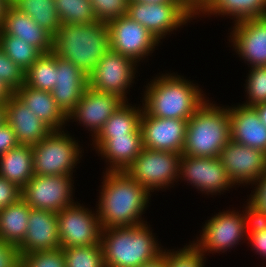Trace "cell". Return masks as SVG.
I'll use <instances>...</instances> for the list:
<instances>
[{
  "label": "cell",
  "instance_id": "6da1fadb",
  "mask_svg": "<svg viewBox=\"0 0 266 267\" xmlns=\"http://www.w3.org/2000/svg\"><path fill=\"white\" fill-rule=\"evenodd\" d=\"M97 214L103 229L145 223L151 193L122 171H105ZM144 220V221H143Z\"/></svg>",
  "mask_w": 266,
  "mask_h": 267
},
{
  "label": "cell",
  "instance_id": "7a4b0ae2",
  "mask_svg": "<svg viewBox=\"0 0 266 267\" xmlns=\"http://www.w3.org/2000/svg\"><path fill=\"white\" fill-rule=\"evenodd\" d=\"M160 75L145 86L143 109L153 117L189 120L207 100L204 91L181 75Z\"/></svg>",
  "mask_w": 266,
  "mask_h": 267
},
{
  "label": "cell",
  "instance_id": "3957f363",
  "mask_svg": "<svg viewBox=\"0 0 266 267\" xmlns=\"http://www.w3.org/2000/svg\"><path fill=\"white\" fill-rule=\"evenodd\" d=\"M110 49L107 23L62 24L53 37V53L89 75Z\"/></svg>",
  "mask_w": 266,
  "mask_h": 267
},
{
  "label": "cell",
  "instance_id": "277c9868",
  "mask_svg": "<svg viewBox=\"0 0 266 267\" xmlns=\"http://www.w3.org/2000/svg\"><path fill=\"white\" fill-rule=\"evenodd\" d=\"M147 222L135 226L102 229L101 245L105 267H140L163 248Z\"/></svg>",
  "mask_w": 266,
  "mask_h": 267
},
{
  "label": "cell",
  "instance_id": "5b68a950",
  "mask_svg": "<svg viewBox=\"0 0 266 267\" xmlns=\"http://www.w3.org/2000/svg\"><path fill=\"white\" fill-rule=\"evenodd\" d=\"M207 100L188 120L182 155L219 157L231 139L228 107Z\"/></svg>",
  "mask_w": 266,
  "mask_h": 267
},
{
  "label": "cell",
  "instance_id": "8992f818",
  "mask_svg": "<svg viewBox=\"0 0 266 267\" xmlns=\"http://www.w3.org/2000/svg\"><path fill=\"white\" fill-rule=\"evenodd\" d=\"M66 132L64 129L53 130L32 146L34 175H73L75 166L83 156L82 147Z\"/></svg>",
  "mask_w": 266,
  "mask_h": 267
},
{
  "label": "cell",
  "instance_id": "52a82bcc",
  "mask_svg": "<svg viewBox=\"0 0 266 267\" xmlns=\"http://www.w3.org/2000/svg\"><path fill=\"white\" fill-rule=\"evenodd\" d=\"M182 154L146 149L124 171L150 193L174 186L179 180V164ZM177 180V181H176Z\"/></svg>",
  "mask_w": 266,
  "mask_h": 267
},
{
  "label": "cell",
  "instance_id": "ba28073f",
  "mask_svg": "<svg viewBox=\"0 0 266 267\" xmlns=\"http://www.w3.org/2000/svg\"><path fill=\"white\" fill-rule=\"evenodd\" d=\"M132 20L141 24L160 42L166 35L190 23L196 16L189 3L143 4L129 2L128 12ZM193 18V19H192Z\"/></svg>",
  "mask_w": 266,
  "mask_h": 267
},
{
  "label": "cell",
  "instance_id": "9c48e42d",
  "mask_svg": "<svg viewBox=\"0 0 266 267\" xmlns=\"http://www.w3.org/2000/svg\"><path fill=\"white\" fill-rule=\"evenodd\" d=\"M77 203V204H76ZM91 209L78 202L57 213L60 247L89 246L101 243L102 226L97 209ZM95 212V213H94Z\"/></svg>",
  "mask_w": 266,
  "mask_h": 267
},
{
  "label": "cell",
  "instance_id": "30bf717a",
  "mask_svg": "<svg viewBox=\"0 0 266 267\" xmlns=\"http://www.w3.org/2000/svg\"><path fill=\"white\" fill-rule=\"evenodd\" d=\"M137 65L139 64L132 58L109 49L88 75V87L98 92L117 95L128 102L127 89L134 83Z\"/></svg>",
  "mask_w": 266,
  "mask_h": 267
},
{
  "label": "cell",
  "instance_id": "8fae6325",
  "mask_svg": "<svg viewBox=\"0 0 266 267\" xmlns=\"http://www.w3.org/2000/svg\"><path fill=\"white\" fill-rule=\"evenodd\" d=\"M230 210L220 211L207 220L200 232L201 237L192 241L204 255L207 251L208 254L227 252L242 240H247L243 214Z\"/></svg>",
  "mask_w": 266,
  "mask_h": 267
},
{
  "label": "cell",
  "instance_id": "7c38bea8",
  "mask_svg": "<svg viewBox=\"0 0 266 267\" xmlns=\"http://www.w3.org/2000/svg\"><path fill=\"white\" fill-rule=\"evenodd\" d=\"M72 179V175H34L22 188V199L31 208L58 213L74 203Z\"/></svg>",
  "mask_w": 266,
  "mask_h": 267
},
{
  "label": "cell",
  "instance_id": "4fadbf2b",
  "mask_svg": "<svg viewBox=\"0 0 266 267\" xmlns=\"http://www.w3.org/2000/svg\"><path fill=\"white\" fill-rule=\"evenodd\" d=\"M110 49L136 63L151 55L160 42L138 22L125 15L107 23Z\"/></svg>",
  "mask_w": 266,
  "mask_h": 267
},
{
  "label": "cell",
  "instance_id": "5bb4252c",
  "mask_svg": "<svg viewBox=\"0 0 266 267\" xmlns=\"http://www.w3.org/2000/svg\"><path fill=\"white\" fill-rule=\"evenodd\" d=\"M179 178L205 195L217 196L218 193L235 187L219 157L181 155Z\"/></svg>",
  "mask_w": 266,
  "mask_h": 267
},
{
  "label": "cell",
  "instance_id": "9a60e30c",
  "mask_svg": "<svg viewBox=\"0 0 266 267\" xmlns=\"http://www.w3.org/2000/svg\"><path fill=\"white\" fill-rule=\"evenodd\" d=\"M219 158L229 178L238 186L253 185L266 173V153L232 139L222 149Z\"/></svg>",
  "mask_w": 266,
  "mask_h": 267
},
{
  "label": "cell",
  "instance_id": "2e32d148",
  "mask_svg": "<svg viewBox=\"0 0 266 267\" xmlns=\"http://www.w3.org/2000/svg\"><path fill=\"white\" fill-rule=\"evenodd\" d=\"M188 120L141 116L143 148L182 154Z\"/></svg>",
  "mask_w": 266,
  "mask_h": 267
},
{
  "label": "cell",
  "instance_id": "e0dca14e",
  "mask_svg": "<svg viewBox=\"0 0 266 267\" xmlns=\"http://www.w3.org/2000/svg\"><path fill=\"white\" fill-rule=\"evenodd\" d=\"M125 101L111 93L95 91L87 87L77 105L68 114V122L76 120L79 125L92 131L94 138L107 120ZM74 119V120H73Z\"/></svg>",
  "mask_w": 266,
  "mask_h": 267
},
{
  "label": "cell",
  "instance_id": "ac0fdd59",
  "mask_svg": "<svg viewBox=\"0 0 266 267\" xmlns=\"http://www.w3.org/2000/svg\"><path fill=\"white\" fill-rule=\"evenodd\" d=\"M233 25L229 41L239 57L248 67L266 66V17L245 19Z\"/></svg>",
  "mask_w": 266,
  "mask_h": 267
},
{
  "label": "cell",
  "instance_id": "d6986e66",
  "mask_svg": "<svg viewBox=\"0 0 266 267\" xmlns=\"http://www.w3.org/2000/svg\"><path fill=\"white\" fill-rule=\"evenodd\" d=\"M17 247L19 254L61 248L57 213L31 208L24 240Z\"/></svg>",
  "mask_w": 266,
  "mask_h": 267
},
{
  "label": "cell",
  "instance_id": "ffe728a7",
  "mask_svg": "<svg viewBox=\"0 0 266 267\" xmlns=\"http://www.w3.org/2000/svg\"><path fill=\"white\" fill-rule=\"evenodd\" d=\"M88 87V75L72 62L56 56V82L51 91L53 99L68 116Z\"/></svg>",
  "mask_w": 266,
  "mask_h": 267
},
{
  "label": "cell",
  "instance_id": "44dd1931",
  "mask_svg": "<svg viewBox=\"0 0 266 267\" xmlns=\"http://www.w3.org/2000/svg\"><path fill=\"white\" fill-rule=\"evenodd\" d=\"M96 153L107 162L106 171H122L138 157L143 150L141 128L134 134L114 136V138H93Z\"/></svg>",
  "mask_w": 266,
  "mask_h": 267
},
{
  "label": "cell",
  "instance_id": "7402d4cb",
  "mask_svg": "<svg viewBox=\"0 0 266 267\" xmlns=\"http://www.w3.org/2000/svg\"><path fill=\"white\" fill-rule=\"evenodd\" d=\"M6 122L12 127L20 145L33 146L53 131L14 93L6 103Z\"/></svg>",
  "mask_w": 266,
  "mask_h": 267
},
{
  "label": "cell",
  "instance_id": "603a6c76",
  "mask_svg": "<svg viewBox=\"0 0 266 267\" xmlns=\"http://www.w3.org/2000/svg\"><path fill=\"white\" fill-rule=\"evenodd\" d=\"M231 139L244 146L266 153V126L262 124L254 107L239 104L228 106Z\"/></svg>",
  "mask_w": 266,
  "mask_h": 267
},
{
  "label": "cell",
  "instance_id": "cb8c5ba5",
  "mask_svg": "<svg viewBox=\"0 0 266 267\" xmlns=\"http://www.w3.org/2000/svg\"><path fill=\"white\" fill-rule=\"evenodd\" d=\"M0 34L24 39L42 54L53 51V36L39 26L30 16L20 12L12 4L6 10Z\"/></svg>",
  "mask_w": 266,
  "mask_h": 267
},
{
  "label": "cell",
  "instance_id": "d4e9b609",
  "mask_svg": "<svg viewBox=\"0 0 266 267\" xmlns=\"http://www.w3.org/2000/svg\"><path fill=\"white\" fill-rule=\"evenodd\" d=\"M14 94L52 130L65 129L67 115L57 105L51 92L32 89L24 84Z\"/></svg>",
  "mask_w": 266,
  "mask_h": 267
},
{
  "label": "cell",
  "instance_id": "484cf974",
  "mask_svg": "<svg viewBox=\"0 0 266 267\" xmlns=\"http://www.w3.org/2000/svg\"><path fill=\"white\" fill-rule=\"evenodd\" d=\"M33 165L32 146L19 145L0 156V176L22 189L34 176Z\"/></svg>",
  "mask_w": 266,
  "mask_h": 267
},
{
  "label": "cell",
  "instance_id": "4316f807",
  "mask_svg": "<svg viewBox=\"0 0 266 267\" xmlns=\"http://www.w3.org/2000/svg\"><path fill=\"white\" fill-rule=\"evenodd\" d=\"M229 16L234 23L245 20L266 17V0H211L199 15ZM232 16V17H231Z\"/></svg>",
  "mask_w": 266,
  "mask_h": 267
},
{
  "label": "cell",
  "instance_id": "83f0119b",
  "mask_svg": "<svg viewBox=\"0 0 266 267\" xmlns=\"http://www.w3.org/2000/svg\"><path fill=\"white\" fill-rule=\"evenodd\" d=\"M31 207L21 198L0 210V239L18 246L25 237Z\"/></svg>",
  "mask_w": 266,
  "mask_h": 267
},
{
  "label": "cell",
  "instance_id": "f1b7e54d",
  "mask_svg": "<svg viewBox=\"0 0 266 267\" xmlns=\"http://www.w3.org/2000/svg\"><path fill=\"white\" fill-rule=\"evenodd\" d=\"M131 105L128 102H124L94 138H114V136L134 134L140 128L143 105L142 107Z\"/></svg>",
  "mask_w": 266,
  "mask_h": 267
},
{
  "label": "cell",
  "instance_id": "f546056e",
  "mask_svg": "<svg viewBox=\"0 0 266 267\" xmlns=\"http://www.w3.org/2000/svg\"><path fill=\"white\" fill-rule=\"evenodd\" d=\"M11 4L20 12L30 16L53 37L57 34L61 22L54 0H11Z\"/></svg>",
  "mask_w": 266,
  "mask_h": 267
},
{
  "label": "cell",
  "instance_id": "4dcf8cb0",
  "mask_svg": "<svg viewBox=\"0 0 266 267\" xmlns=\"http://www.w3.org/2000/svg\"><path fill=\"white\" fill-rule=\"evenodd\" d=\"M56 82V55L42 54L26 71L25 85L32 89L51 92Z\"/></svg>",
  "mask_w": 266,
  "mask_h": 267
},
{
  "label": "cell",
  "instance_id": "1f68e13d",
  "mask_svg": "<svg viewBox=\"0 0 266 267\" xmlns=\"http://www.w3.org/2000/svg\"><path fill=\"white\" fill-rule=\"evenodd\" d=\"M0 47L24 71L42 55L36 47L28 44L24 39L7 34H0Z\"/></svg>",
  "mask_w": 266,
  "mask_h": 267
},
{
  "label": "cell",
  "instance_id": "d6a6232c",
  "mask_svg": "<svg viewBox=\"0 0 266 267\" xmlns=\"http://www.w3.org/2000/svg\"><path fill=\"white\" fill-rule=\"evenodd\" d=\"M62 24H90L97 21L90 0H54Z\"/></svg>",
  "mask_w": 266,
  "mask_h": 267
},
{
  "label": "cell",
  "instance_id": "836d02e7",
  "mask_svg": "<svg viewBox=\"0 0 266 267\" xmlns=\"http://www.w3.org/2000/svg\"><path fill=\"white\" fill-rule=\"evenodd\" d=\"M66 267H105L101 243L62 248Z\"/></svg>",
  "mask_w": 266,
  "mask_h": 267
},
{
  "label": "cell",
  "instance_id": "e575fe53",
  "mask_svg": "<svg viewBox=\"0 0 266 267\" xmlns=\"http://www.w3.org/2000/svg\"><path fill=\"white\" fill-rule=\"evenodd\" d=\"M204 256V253L190 241L189 245L186 244L177 251L166 249V267H205Z\"/></svg>",
  "mask_w": 266,
  "mask_h": 267
},
{
  "label": "cell",
  "instance_id": "d590c367",
  "mask_svg": "<svg viewBox=\"0 0 266 267\" xmlns=\"http://www.w3.org/2000/svg\"><path fill=\"white\" fill-rule=\"evenodd\" d=\"M246 79V102L243 105L254 107L266 103V66L250 67Z\"/></svg>",
  "mask_w": 266,
  "mask_h": 267
},
{
  "label": "cell",
  "instance_id": "8d00e7d4",
  "mask_svg": "<svg viewBox=\"0 0 266 267\" xmlns=\"http://www.w3.org/2000/svg\"><path fill=\"white\" fill-rule=\"evenodd\" d=\"M20 255V267H66L62 248Z\"/></svg>",
  "mask_w": 266,
  "mask_h": 267
},
{
  "label": "cell",
  "instance_id": "74e56055",
  "mask_svg": "<svg viewBox=\"0 0 266 267\" xmlns=\"http://www.w3.org/2000/svg\"><path fill=\"white\" fill-rule=\"evenodd\" d=\"M98 21L108 23L127 15L129 0H90Z\"/></svg>",
  "mask_w": 266,
  "mask_h": 267
},
{
  "label": "cell",
  "instance_id": "f35d334b",
  "mask_svg": "<svg viewBox=\"0 0 266 267\" xmlns=\"http://www.w3.org/2000/svg\"><path fill=\"white\" fill-rule=\"evenodd\" d=\"M0 80L13 92L25 83V71L15 64L0 47Z\"/></svg>",
  "mask_w": 266,
  "mask_h": 267
},
{
  "label": "cell",
  "instance_id": "ab89813d",
  "mask_svg": "<svg viewBox=\"0 0 266 267\" xmlns=\"http://www.w3.org/2000/svg\"><path fill=\"white\" fill-rule=\"evenodd\" d=\"M247 206L242 210L247 235L266 230V212L257 208L247 199ZM248 229V230H247Z\"/></svg>",
  "mask_w": 266,
  "mask_h": 267
},
{
  "label": "cell",
  "instance_id": "60d3db41",
  "mask_svg": "<svg viewBox=\"0 0 266 267\" xmlns=\"http://www.w3.org/2000/svg\"><path fill=\"white\" fill-rule=\"evenodd\" d=\"M22 198V189L0 176V210Z\"/></svg>",
  "mask_w": 266,
  "mask_h": 267
},
{
  "label": "cell",
  "instance_id": "b9f144b4",
  "mask_svg": "<svg viewBox=\"0 0 266 267\" xmlns=\"http://www.w3.org/2000/svg\"><path fill=\"white\" fill-rule=\"evenodd\" d=\"M0 267H20L18 247L0 239Z\"/></svg>",
  "mask_w": 266,
  "mask_h": 267
},
{
  "label": "cell",
  "instance_id": "7bdbcfd3",
  "mask_svg": "<svg viewBox=\"0 0 266 267\" xmlns=\"http://www.w3.org/2000/svg\"><path fill=\"white\" fill-rule=\"evenodd\" d=\"M19 145L12 127L5 122L0 126V156Z\"/></svg>",
  "mask_w": 266,
  "mask_h": 267
},
{
  "label": "cell",
  "instance_id": "ee69618b",
  "mask_svg": "<svg viewBox=\"0 0 266 267\" xmlns=\"http://www.w3.org/2000/svg\"><path fill=\"white\" fill-rule=\"evenodd\" d=\"M254 185V191L249 195L248 200L257 208L266 212V173L252 186Z\"/></svg>",
  "mask_w": 266,
  "mask_h": 267
},
{
  "label": "cell",
  "instance_id": "f6af8a7d",
  "mask_svg": "<svg viewBox=\"0 0 266 267\" xmlns=\"http://www.w3.org/2000/svg\"><path fill=\"white\" fill-rule=\"evenodd\" d=\"M247 241L252 250L266 259V230L247 235Z\"/></svg>",
  "mask_w": 266,
  "mask_h": 267
},
{
  "label": "cell",
  "instance_id": "bcb514c9",
  "mask_svg": "<svg viewBox=\"0 0 266 267\" xmlns=\"http://www.w3.org/2000/svg\"><path fill=\"white\" fill-rule=\"evenodd\" d=\"M140 267H166V249L155 258L143 263Z\"/></svg>",
  "mask_w": 266,
  "mask_h": 267
},
{
  "label": "cell",
  "instance_id": "7dc6e473",
  "mask_svg": "<svg viewBox=\"0 0 266 267\" xmlns=\"http://www.w3.org/2000/svg\"><path fill=\"white\" fill-rule=\"evenodd\" d=\"M14 92L0 80V104H6Z\"/></svg>",
  "mask_w": 266,
  "mask_h": 267
},
{
  "label": "cell",
  "instance_id": "c3c4849f",
  "mask_svg": "<svg viewBox=\"0 0 266 267\" xmlns=\"http://www.w3.org/2000/svg\"><path fill=\"white\" fill-rule=\"evenodd\" d=\"M211 0H191L189 2L191 11L197 16L198 13L210 2Z\"/></svg>",
  "mask_w": 266,
  "mask_h": 267
},
{
  "label": "cell",
  "instance_id": "681fc988",
  "mask_svg": "<svg viewBox=\"0 0 266 267\" xmlns=\"http://www.w3.org/2000/svg\"><path fill=\"white\" fill-rule=\"evenodd\" d=\"M129 2L143 4H159V3H188L186 0H129Z\"/></svg>",
  "mask_w": 266,
  "mask_h": 267
},
{
  "label": "cell",
  "instance_id": "f907efd6",
  "mask_svg": "<svg viewBox=\"0 0 266 267\" xmlns=\"http://www.w3.org/2000/svg\"><path fill=\"white\" fill-rule=\"evenodd\" d=\"M254 108L258 113L260 121L266 126V103L255 105Z\"/></svg>",
  "mask_w": 266,
  "mask_h": 267
},
{
  "label": "cell",
  "instance_id": "816d5d0a",
  "mask_svg": "<svg viewBox=\"0 0 266 267\" xmlns=\"http://www.w3.org/2000/svg\"><path fill=\"white\" fill-rule=\"evenodd\" d=\"M10 4H11V0H0V30L2 27L4 15Z\"/></svg>",
  "mask_w": 266,
  "mask_h": 267
},
{
  "label": "cell",
  "instance_id": "f5cc1de1",
  "mask_svg": "<svg viewBox=\"0 0 266 267\" xmlns=\"http://www.w3.org/2000/svg\"><path fill=\"white\" fill-rule=\"evenodd\" d=\"M6 122V104H0V126Z\"/></svg>",
  "mask_w": 266,
  "mask_h": 267
}]
</instances>
